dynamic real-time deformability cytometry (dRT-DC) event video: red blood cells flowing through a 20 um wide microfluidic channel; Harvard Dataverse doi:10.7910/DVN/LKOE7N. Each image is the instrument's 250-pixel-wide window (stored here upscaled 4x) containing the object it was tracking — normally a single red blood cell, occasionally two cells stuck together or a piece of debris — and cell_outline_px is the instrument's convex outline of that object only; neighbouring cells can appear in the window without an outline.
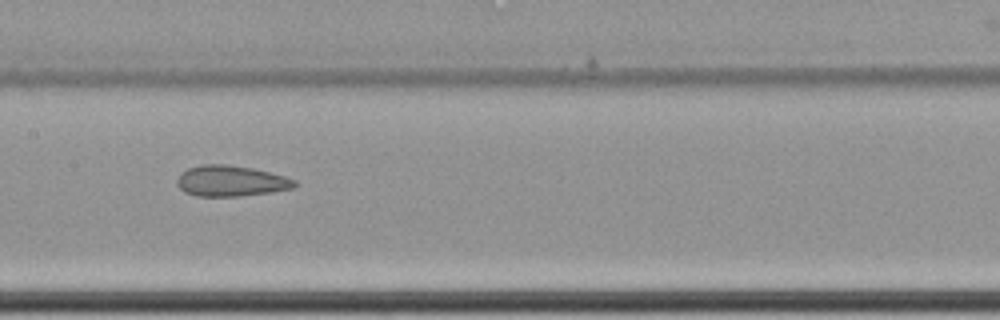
{"species": "common noctule bat (a hibernating species)", "species_latin": "Nyctalus noctula", "temperature_condition": "cold", "stored_images_in_passage": 17, "camera_frame_rate_fps": 3000, "um_per_image_px": 0.085, "animal": {"sex": "female", "body_mass_g": 22.7, "forearm_length_mm": 54.2}, "frame": {"image": 1, "passage_image": 10, "time_ms": 3.0, "image_size_px": [1000, 320], "cell_outline_px": [[296, 184], [292, 188], [272, 192], [240, 196], [196, 196], [184, 192], [176, 184], [176, 180], [180, 172], [188, 168], [200, 164], [228, 164], [252, 168], [284, 176], [296, 180]], "centroid_in_image_um": [19.57, 15.38], "position_along_channel_um": 187.8, "area_um2": 21.21}}
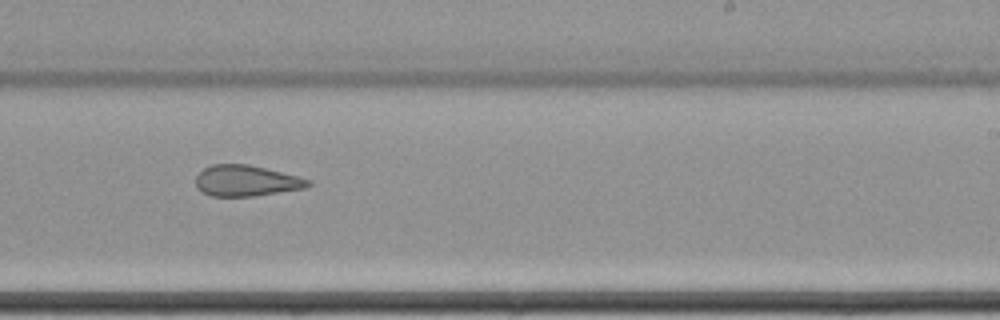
{"frame": {"image": 2, "passage_image": 12, "time_ms": 3.667, "image_size_px": [1000, 320], "cell_outline_px": [[312, 184], [308, 188], [256, 196], [212, 196], [200, 192], [196, 188], [196, 176], [204, 168], [212, 164], [248, 164], [312, 180]], "centroid_in_image_um": [20.93, 15.38], "position_along_channel_um": 268.1, "area_um2": 20.4}}
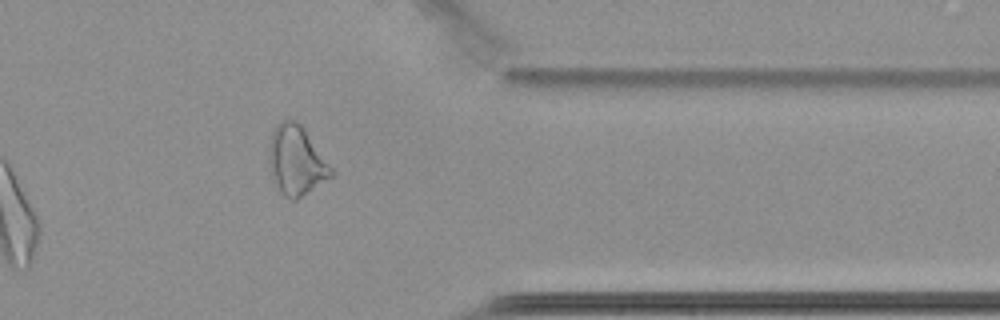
{"frame": {"image": 3, "passage_image": 15, "time_ms": 4.667, "image_size_px": [1000, 320], "cell_outline_px": [[336, 172], [332, 176], [296, 200], [288, 200], [276, 188], [272, 180], [268, 156], [268, 144], [272, 132], [276, 124], [280, 120], [292, 120], [300, 124], [304, 128]], "centroid_in_image_um": [25.16, 13.66], "position_along_channel_um": 386.2, "area_um2": 25.49}}